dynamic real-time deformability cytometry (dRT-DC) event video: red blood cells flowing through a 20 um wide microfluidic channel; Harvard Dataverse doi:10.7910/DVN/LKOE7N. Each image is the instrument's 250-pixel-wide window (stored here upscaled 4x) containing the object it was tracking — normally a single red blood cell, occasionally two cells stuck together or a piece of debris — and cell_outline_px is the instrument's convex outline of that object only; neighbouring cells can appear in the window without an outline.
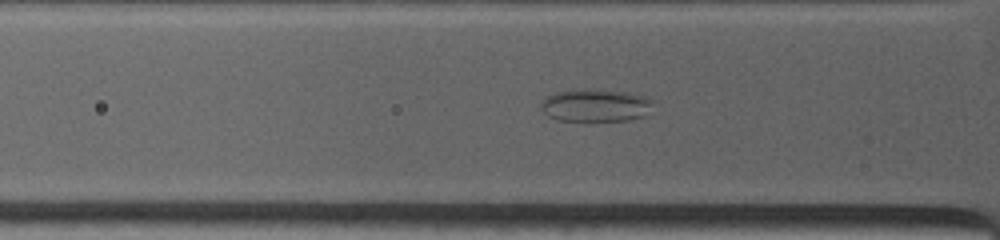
{"species": "common noctule bat (a hibernating species)", "species_latin": "Nyctalus noctula", "temperature_condition": "warm", "stored_images_in_passage": 13, "camera_frame_rate_fps": 4500, "um_per_image_px": 0.085, "animal": {"sex": "female", "body_mass_g": 19.0, "forearm_length_mm": 53.3}, "frame": {"image": 1, "passage_image": 8, "time_ms": 2.0, "image_size_px": [1000, 240], "cell_outline_px": [[652, 100], [644, 116], [628, 120], [556, 120], [548, 116], [540, 108], [540, 104], [548, 96], [556, 92], [576, 88], [588, 88], [628, 92], [644, 96]], "centroid_in_image_um": [50.56, 8.93], "position_along_channel_um": 75.2, "area_um2": 21.21}}